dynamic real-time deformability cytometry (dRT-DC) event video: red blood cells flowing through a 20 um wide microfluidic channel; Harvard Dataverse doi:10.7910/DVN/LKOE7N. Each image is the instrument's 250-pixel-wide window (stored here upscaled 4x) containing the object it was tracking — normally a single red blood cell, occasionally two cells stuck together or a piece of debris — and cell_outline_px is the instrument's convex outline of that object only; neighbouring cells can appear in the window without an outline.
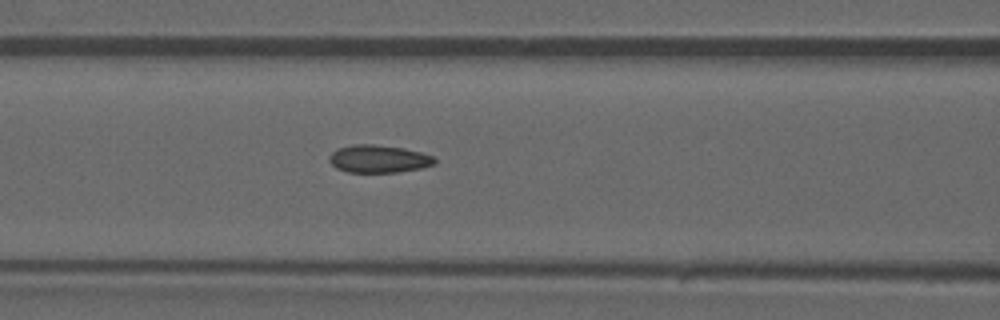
{"species": "common noctule bat (a hibernating species)", "species_latin": "Nyctalus noctula", "temperature_condition": "warm", "stored_images_in_passage": 31, "camera_frame_rate_fps": 3000, "um_per_image_px": 0.085, "animal": {"sex": "male", "forearm_length_mm": 52.5}, "frame": {"image": 1, "passage_image": 5, "time_ms": 1.333, "image_size_px": [1000, 320], "cell_outline_px": [[436, 164], [420, 168], [396, 172], [348, 172], [336, 168], [328, 160], [328, 156], [336, 148], [352, 144], [372, 144], [404, 148], [420, 152], [432, 156], [436, 160]], "centroid_in_image_um": [32.14, 13.49], "position_along_channel_um": 134.5, "area_um2": 17.05}}